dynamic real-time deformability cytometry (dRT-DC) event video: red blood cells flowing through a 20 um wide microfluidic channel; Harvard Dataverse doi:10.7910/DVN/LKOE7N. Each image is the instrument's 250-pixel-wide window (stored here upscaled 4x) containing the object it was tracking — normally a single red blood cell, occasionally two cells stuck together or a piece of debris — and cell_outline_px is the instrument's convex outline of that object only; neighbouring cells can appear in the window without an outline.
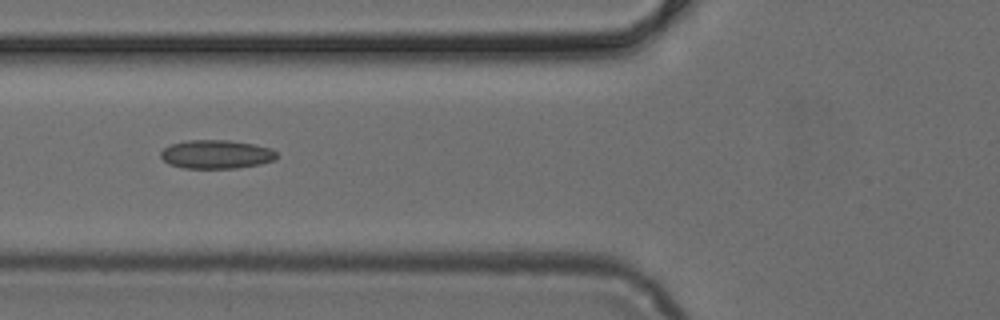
{"species": "common noctule bat (a hibernating species)", "species_latin": "Nyctalus noctula", "temperature_condition": "cold", "stored_images_in_passage": 3, "camera_frame_rate_fps": 3000, "um_per_image_px": 0.085, "animal": {"sex": "female", "body_mass_g": 24.6, "forearm_length_mm": 56.2}, "frame": {"image": 1, "passage_image": 3, "time_ms": 0.667, "image_size_px": [1000, 320], "cell_outline_px": [[280, 156], [276, 160], [260, 164], [236, 168], [184, 168], [168, 164], [160, 156], [160, 152], [164, 148], [172, 144], [188, 140], [228, 140], [252, 144], [272, 148]], "centroid_in_image_um": [18.42, 13.12], "position_along_channel_um": 107.4, "area_um2": 19.48}}